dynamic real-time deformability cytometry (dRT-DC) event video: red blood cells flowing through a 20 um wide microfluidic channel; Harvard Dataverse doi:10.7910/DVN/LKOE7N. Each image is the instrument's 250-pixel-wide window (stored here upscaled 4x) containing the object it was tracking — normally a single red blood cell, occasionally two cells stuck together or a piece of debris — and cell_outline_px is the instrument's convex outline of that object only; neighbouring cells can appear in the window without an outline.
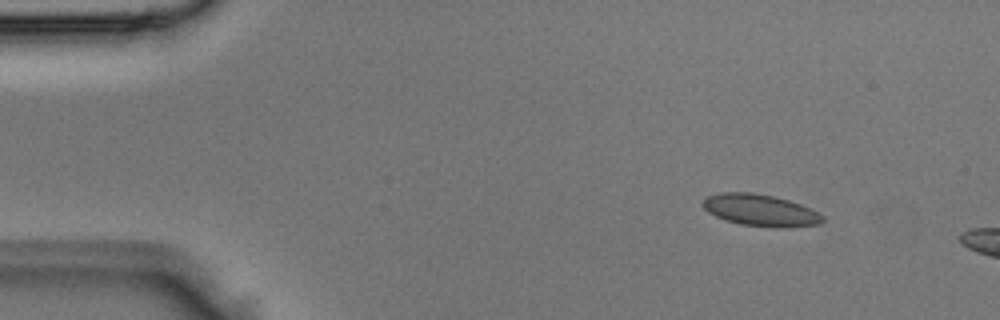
{"species": "Egyptian fruit bat (a non-hibernating species)", "species_latin": "Rousettus aegyptiacus", "temperature_condition": "room temperature", "stored_images_in_passage": 3, "camera_frame_rate_fps": 3000, "um_per_image_px": 0.085, "animal": {"sex": "male"}, "frame": {"image": 1, "passage_image": 1, "time_ms": 0.0, "image_size_px": [1000, 320], "cell_outline_px": [[824, 220], [820, 224], [780, 228], [772, 228], [740, 224], [724, 220], [708, 212], [700, 204], [708, 196], [720, 192], [752, 192], [772, 196], [788, 200], [800, 204], [824, 216]], "centroid_in_image_um": [64.6, 17.88], "position_along_channel_um": 20.4, "area_um2": 22.2}}